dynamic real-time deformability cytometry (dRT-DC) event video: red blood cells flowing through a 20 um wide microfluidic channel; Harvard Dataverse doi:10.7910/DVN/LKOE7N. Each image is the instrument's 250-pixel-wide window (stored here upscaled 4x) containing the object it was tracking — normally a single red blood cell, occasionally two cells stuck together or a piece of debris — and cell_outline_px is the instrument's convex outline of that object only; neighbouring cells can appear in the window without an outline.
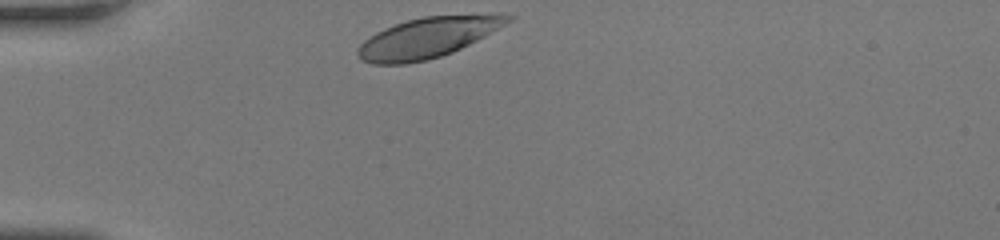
{"species": "human", "species_latin": "Homo sapiens", "temperature_condition": "room temperature", "stored_images_in_passage": 30, "camera_frame_rate_fps": 3000, "um_per_image_px": 0.085, "donor": {"sex": "female"}, "frame": {"image": 1, "passage_image": 1, "time_ms": 0.0, "image_size_px": [1000, 240], "cell_outline_px": [[516, 16], [512, 20], [484, 36], [452, 52], [440, 56], [424, 60], [404, 64], [372, 64], [360, 60], [356, 52], [356, 48], [364, 40], [376, 32], [384, 28], [408, 20], [424, 16]], "centroid_in_image_um": [36.21, 3.24], "position_along_channel_um": 48.8, "area_um2": 34.22}}
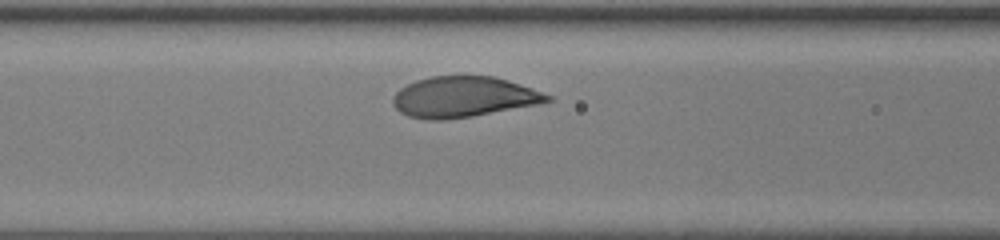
{"frame": {"image": 2, "passage_image": 9, "time_ms": 2.667, "image_size_px": [1000, 240], "cell_outline_px": [[552, 100], [540, 104], [472, 116], [444, 120], [432, 120], [408, 116], [400, 112], [392, 104], [392, 96], [400, 88], [416, 80], [432, 76], [492, 76], [508, 80], [552, 96]], "centroid_in_image_um": [39.37, 8.24], "position_along_channel_um": 127.2, "area_um2": 36.47}}